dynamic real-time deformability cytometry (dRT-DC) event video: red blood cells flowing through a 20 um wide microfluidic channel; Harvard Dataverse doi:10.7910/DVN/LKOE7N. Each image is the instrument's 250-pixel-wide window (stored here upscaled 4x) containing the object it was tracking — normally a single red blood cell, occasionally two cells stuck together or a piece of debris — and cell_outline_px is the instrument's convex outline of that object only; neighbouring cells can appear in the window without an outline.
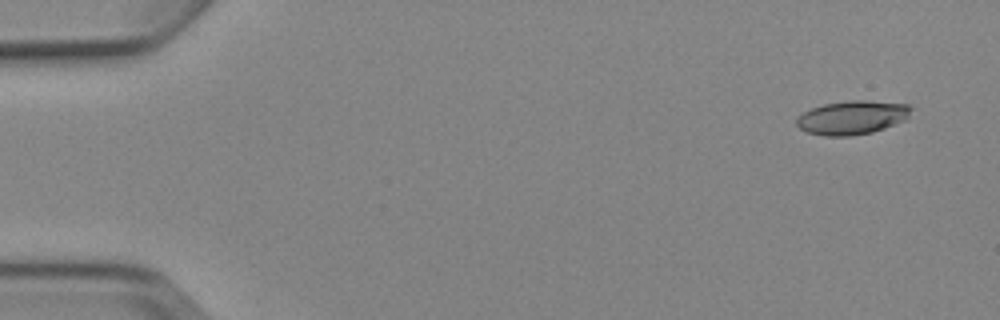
{"species": "Egyptian fruit bat (a non-hibernating species)", "species_latin": "Rousettus aegyptiacus", "temperature_condition": "cold", "stored_images_in_passage": 7, "camera_frame_rate_fps": 3000, "um_per_image_px": 0.085, "animal": {"sex": "female"}, "frame": {"image": 1, "passage_image": 1, "time_ms": 0.0, "image_size_px": [1000, 320], "cell_outline_px": [[912, 108], [908, 116], [904, 120], [884, 128], [872, 132], [852, 136], [824, 136], [808, 132], [800, 128], [796, 124], [796, 116], [812, 108], [824, 104], [852, 100], [864, 100], [908, 104]], "centroid_in_image_um": [72.41, 9.99], "position_along_channel_um": 12.6, "area_um2": 22.43}}
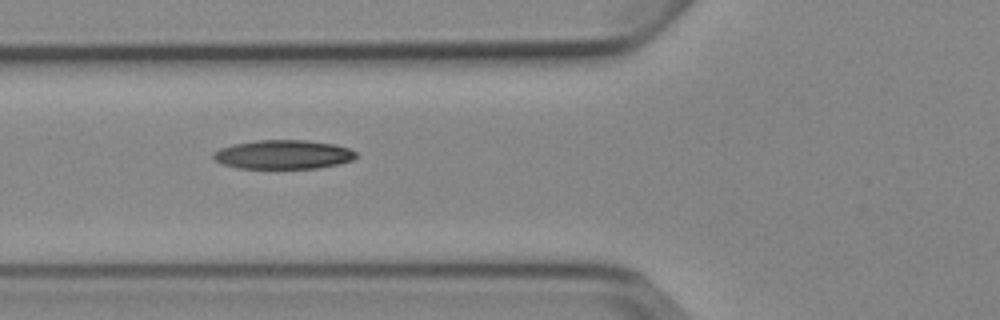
{"frame": {"image": 2, "passage_image": 6, "time_ms": 5.667, "image_size_px": [1000, 320], "cell_outline_px": [[356, 156], [352, 160], [336, 164], [316, 168], [236, 168], [224, 164], [216, 160], [212, 156], [212, 152], [220, 148], [232, 144], [256, 140], [308, 140], [336, 144], [348, 148], [356, 152]], "centroid_in_image_um": [24.05, 13.12], "position_along_channel_um": 101.7, "area_um2": 24.1}}
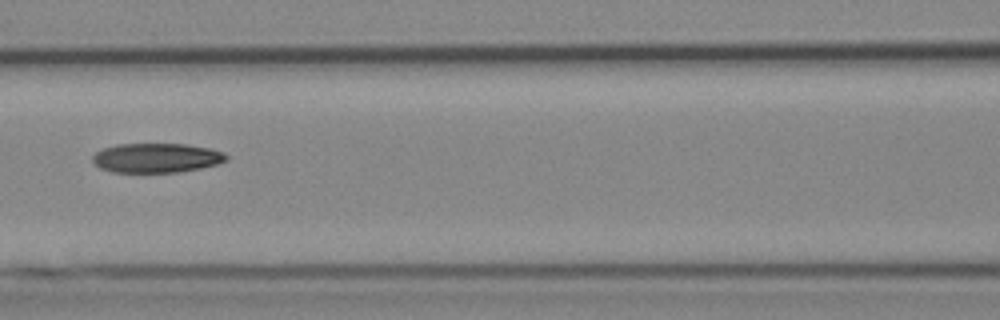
{"frame": {"image": 3, "passage_image": 7, "time_ms": 7.0, "image_size_px": [1000, 320], "cell_outline_px": [[228, 160], [216, 164], [200, 168], [180, 172], [112, 172], [100, 168], [92, 160], [92, 156], [96, 152], [104, 148], [116, 144], [184, 144], [208, 148], [224, 152], [228, 156]], "centroid_in_image_um": [13.3, 13.42], "position_along_channel_um": 153.3, "area_um2": 22.89}}